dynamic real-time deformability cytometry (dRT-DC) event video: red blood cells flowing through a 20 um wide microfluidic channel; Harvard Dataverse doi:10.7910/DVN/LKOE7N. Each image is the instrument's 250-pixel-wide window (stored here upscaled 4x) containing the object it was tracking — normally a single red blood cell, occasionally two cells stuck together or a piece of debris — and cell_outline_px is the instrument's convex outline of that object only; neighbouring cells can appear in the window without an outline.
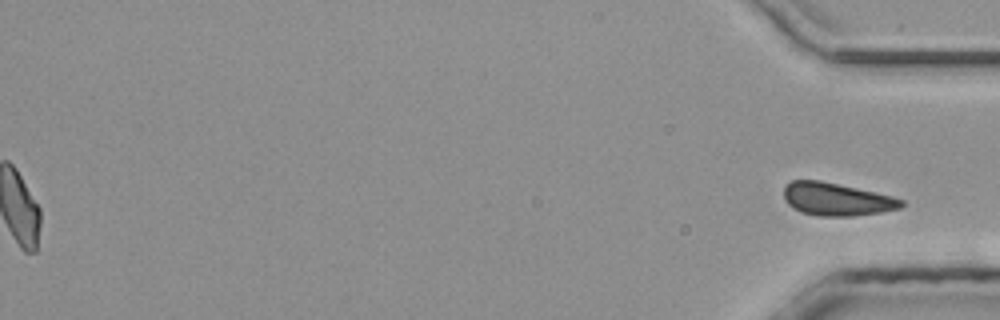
{"species": "common noctule bat (a hibernating species)", "species_latin": "Nyctalus noctula", "temperature_condition": "room temperature", "stored_images_in_passage": 43, "segment_of_instrument_passage": [2, 2], "camera_frame_rate_fps": 3000, "um_per_image_px": 0.085, "animal": {"sex": "male", "body_mass_g": 20.4}, "frame": {"image": 1, "passage_image": 43, "time_ms": 14.0, "image_size_px": [1000, 320], "cell_outline_px": [[904, 204], [900, 208], [880, 212], [852, 216], [820, 216], [800, 212], [792, 208], [788, 204], [784, 196], [784, 188], [792, 180], [820, 180], [876, 192], [892, 196], [904, 200]], "centroid_in_image_um": [71.11, 16.93], "position_along_channel_um": 364.1, "area_um2": 22.43}}